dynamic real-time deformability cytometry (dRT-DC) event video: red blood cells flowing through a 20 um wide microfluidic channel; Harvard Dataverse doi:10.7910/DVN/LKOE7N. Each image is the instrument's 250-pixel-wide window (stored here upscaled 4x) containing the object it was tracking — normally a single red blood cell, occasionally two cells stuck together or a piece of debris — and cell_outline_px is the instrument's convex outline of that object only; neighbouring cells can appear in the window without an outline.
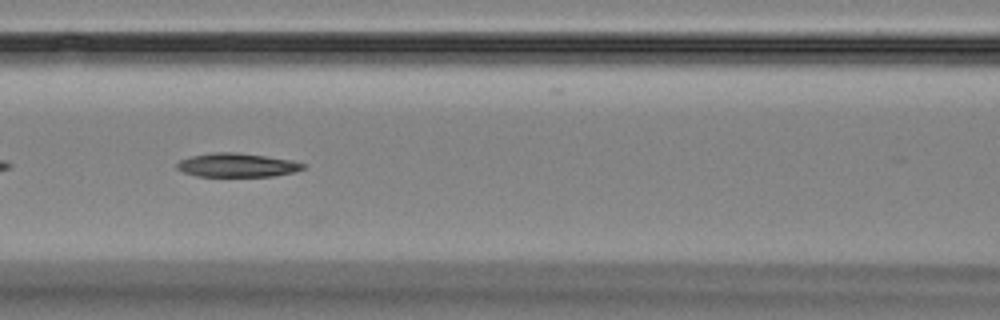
{"species": "Egyptian fruit bat (a non-hibernating species)", "species_latin": "Rousettus aegyptiacus", "temperature_condition": "room temperature", "stored_images_in_passage": 6, "segment_of_instrument_passage": [1, 2], "camera_frame_rate_fps": 3000, "um_per_image_px": 0.085, "animal": {"sex": "female"}, "frame": {"image": 1, "passage_image": 4, "time_ms": 4.333, "image_size_px": [1000, 320], "cell_outline_px": [[304, 168], [292, 172], [272, 176], [196, 176], [184, 172], [176, 168], [176, 164], [180, 160], [192, 156], [212, 152], [236, 152], [292, 160], [304, 164]], "centroid_in_image_um": [20.11, 14.03], "position_along_channel_um": 146.5, "area_um2": 17.28}}
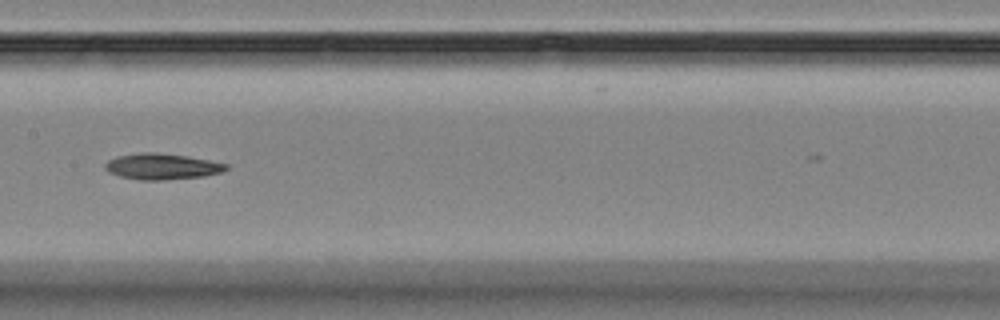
{"frame": {"image": 2, "passage_image": 5, "time_ms": 5.667, "image_size_px": [1000, 320], "cell_outline_px": [[228, 168], [220, 172], [204, 176], [160, 180], [140, 180], [120, 176], [108, 172], [104, 168], [104, 164], [108, 160], [116, 156], [140, 152], [152, 152], [184, 156], [208, 160], [228, 164]], "centroid_in_image_um": [13.71, 14.15], "position_along_channel_um": 193.7, "area_um2": 18.15}}